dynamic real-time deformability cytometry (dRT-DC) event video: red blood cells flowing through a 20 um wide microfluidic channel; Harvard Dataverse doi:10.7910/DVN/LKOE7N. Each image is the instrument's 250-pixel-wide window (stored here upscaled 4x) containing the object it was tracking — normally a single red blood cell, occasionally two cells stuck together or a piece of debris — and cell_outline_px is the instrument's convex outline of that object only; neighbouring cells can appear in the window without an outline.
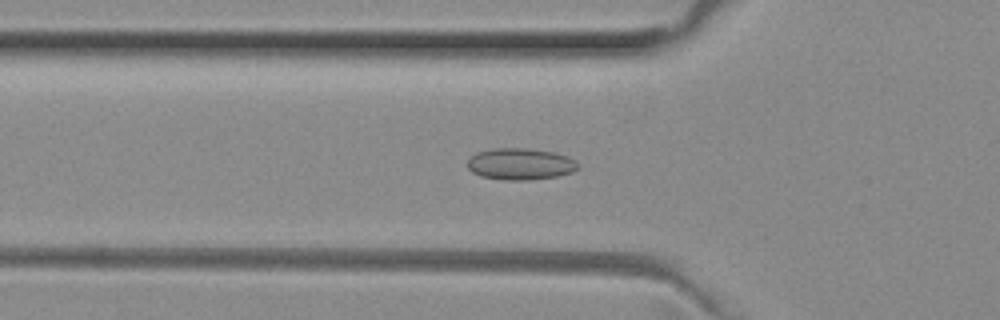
{"species": "common noctule bat (a hibernating species)", "species_latin": "Nyctalus noctula", "temperature_condition": "room temperature", "stored_images_in_passage": 52, "camera_frame_rate_fps": 3000, "um_per_image_px": 0.085, "animal": {"sex": "female", "body_mass_g": 29.2, "forearm_length_mm": 56.3}, "frame": {"image": 1, "passage_image": 18, "time_ms": 5.667, "image_size_px": [1000, 320], "cell_outline_px": [[580, 168], [572, 172], [556, 176], [528, 180], [504, 180], [480, 176], [472, 172], [468, 168], [468, 160], [476, 152], [492, 148], [528, 148], [552, 152], [568, 156], [576, 160], [580, 164]], "centroid_in_image_um": [44.25, 13.94], "position_along_channel_um": 81.6, "area_um2": 20.52}}
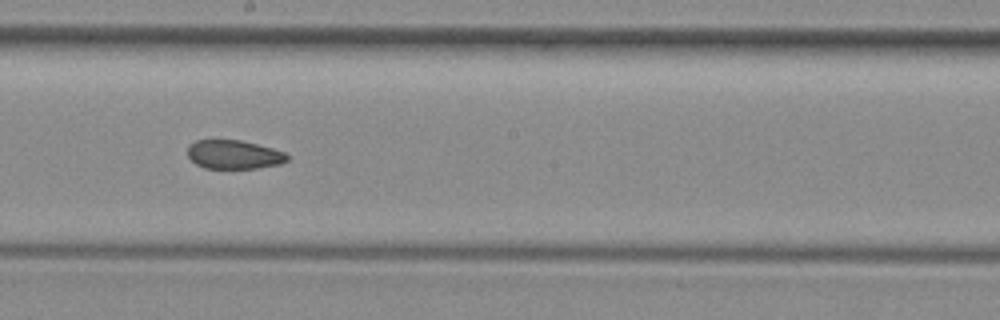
{"frame": {"image": 2, "passage_image": 29, "time_ms": 9.333, "image_size_px": [1000, 320], "cell_outline_px": [[288, 160], [280, 164], [256, 168], [204, 168], [196, 164], [188, 156], [188, 144], [196, 140], [240, 140], [272, 148], [284, 152], [288, 156]], "centroid_in_image_um": [19.86, 13.13], "position_along_channel_um": 228.3, "area_um2": 16.65}}
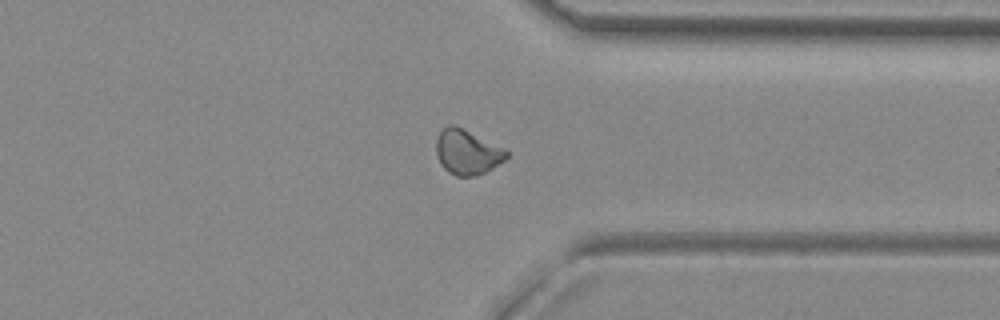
{"frame": {"image": 3, "passage_image": 40, "time_ms": 13.0, "image_size_px": [1000, 320], "cell_outline_px": [[508, 156], [504, 160], [492, 168], [476, 176], [456, 176], [448, 172], [440, 164], [436, 156], [436, 140], [440, 132], [448, 124], [456, 124], [504, 148], [508, 152]], "centroid_in_image_um": [39.69, 12.91], "position_along_channel_um": 371.7, "area_um2": 18.5}, "authors_computed_cell_mechanics": {"area_um2": 18.4671, "velocity_mm_per_s": 3.9893, "shape_relaxation_time_tau1_ms": null, "shape_relaxation_time_tau2_ms": 2.6207, "deformation_change_tau1": null, "deformation_change_tau2": 0.0539}}